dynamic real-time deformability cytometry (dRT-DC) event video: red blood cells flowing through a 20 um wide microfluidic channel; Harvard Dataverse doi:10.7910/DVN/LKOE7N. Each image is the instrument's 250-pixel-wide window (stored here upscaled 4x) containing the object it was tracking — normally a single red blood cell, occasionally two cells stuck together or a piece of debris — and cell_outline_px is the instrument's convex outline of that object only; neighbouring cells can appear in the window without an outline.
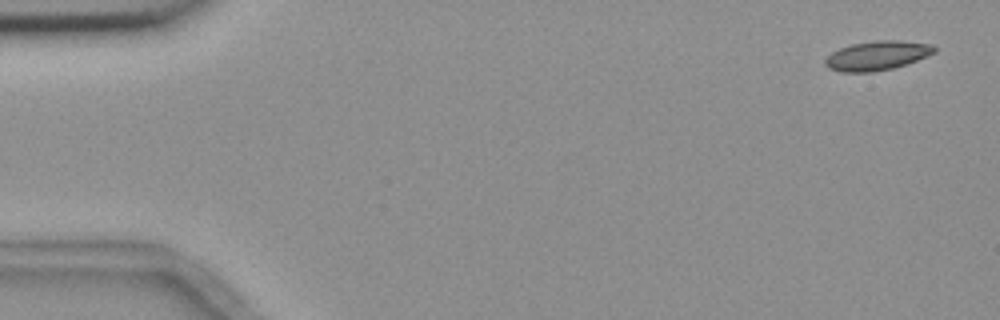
{"species": "common noctule bat (a hibernating species)", "species_latin": "Nyctalus noctula", "temperature_condition": "room temperature", "stored_images_in_passage": 5, "camera_frame_rate_fps": 3000, "um_per_image_px": 0.085, "animal": {"sex": "female", "body_mass_g": 18.4}, "frame": {"image": 1, "passage_image": 1, "time_ms": 0.0, "image_size_px": [1000, 320], "cell_outline_px": [[936, 52], [908, 64], [892, 68], [872, 72], [840, 72], [828, 68], [824, 64], [824, 60], [832, 52], [840, 48], [852, 44], [876, 40], [900, 40], [932, 44], [936, 48]], "centroid_in_image_um": [74.56, 4.72], "position_along_channel_um": 10.4, "area_um2": 18.73}}
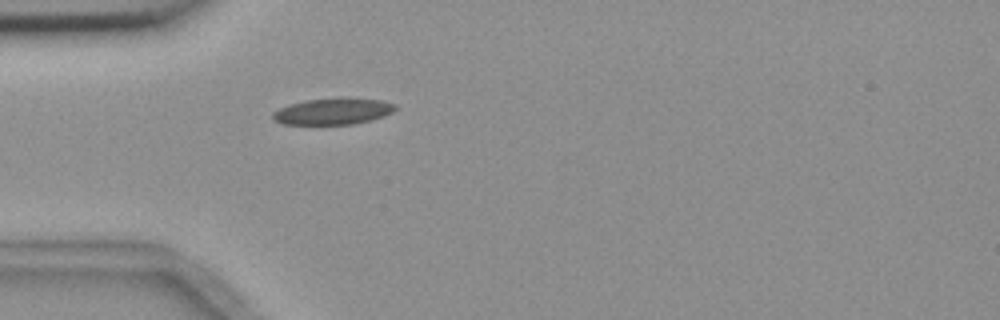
{"frame": {"image": 2, "passage_image": 5, "time_ms": 4.667, "image_size_px": [1000, 320], "cell_outline_px": [[396, 108], [392, 112], [384, 116], [352, 124], [284, 124], [272, 120], [272, 112], [280, 108], [292, 104], [308, 100], [380, 100], [396, 104]], "centroid_in_image_um": [28.26, 9.51], "position_along_channel_um": 56.7, "area_um2": 17.86}}